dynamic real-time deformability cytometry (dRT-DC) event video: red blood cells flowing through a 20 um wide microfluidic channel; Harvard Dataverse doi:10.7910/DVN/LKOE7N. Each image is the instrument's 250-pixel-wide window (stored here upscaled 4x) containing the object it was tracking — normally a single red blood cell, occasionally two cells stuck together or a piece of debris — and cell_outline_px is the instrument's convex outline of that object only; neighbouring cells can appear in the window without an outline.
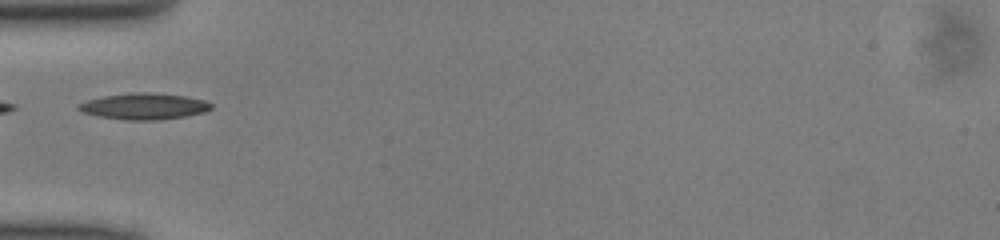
{"species": "common noctule bat (a hibernating species)", "species_latin": "Nyctalus noctula", "temperature_condition": "cold", "stored_images_in_passage": 21, "camera_frame_rate_fps": 3000, "um_per_image_px": 0.085, "animal": {"sex": "male", "body_mass_g": 13.0, "forearm_length_mm": 53.1}, "frame": {"image": 1, "passage_image": 1, "time_ms": 0.0, "image_size_px": [1000, 240], "cell_outline_px": [[212, 108], [204, 112], [184, 116], [156, 120], [124, 120], [100, 116], [80, 112], [76, 108], [76, 104], [88, 100], [104, 96], [140, 92], [148, 92], [184, 96], [204, 100], [212, 104]], "centroid_in_image_um": [12.21, 9.04], "position_along_channel_um": 72.8, "area_um2": 20.11}}